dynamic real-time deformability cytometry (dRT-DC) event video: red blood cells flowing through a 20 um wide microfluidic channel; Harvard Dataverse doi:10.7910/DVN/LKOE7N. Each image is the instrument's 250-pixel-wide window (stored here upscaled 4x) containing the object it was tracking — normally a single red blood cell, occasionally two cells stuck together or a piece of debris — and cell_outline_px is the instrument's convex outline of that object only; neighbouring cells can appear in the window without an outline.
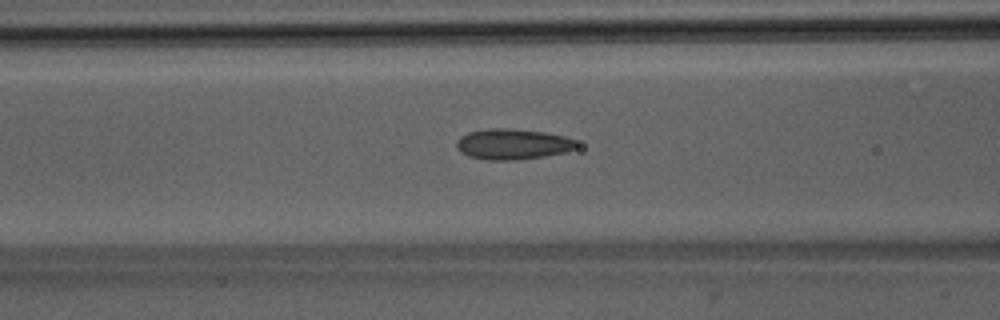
{"species": "Egyptian fruit bat (a non-hibernating species)", "species_latin": "Rousettus aegyptiacus", "temperature_condition": "room temperature", "stored_images_in_passage": 47, "camera_frame_rate_fps": 3000, "um_per_image_px": 0.085, "animal": {"sex": "male"}, "frame": {"image": 1, "passage_image": 21, "time_ms": 6.667, "image_size_px": [1000, 320], "cell_outline_px": [[576, 148], [564, 152], [544, 156], [516, 160], [488, 160], [468, 156], [460, 152], [456, 148], [456, 140], [460, 136], [468, 132], [488, 128], [512, 128], [544, 132], [564, 136], [576, 140]], "centroid_in_image_um": [43.53, 12.24], "position_along_channel_um": 123.1, "area_um2": 21.56}}
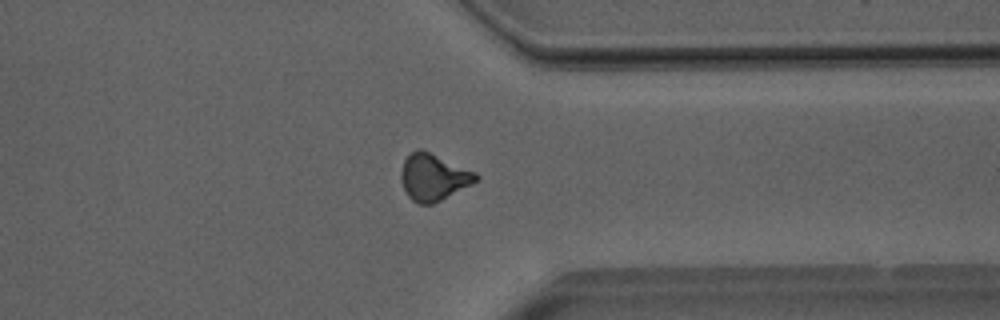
{"frame": {"image": 2, "passage_image": 40, "time_ms": 13.0, "image_size_px": [1000, 320], "cell_outline_px": [[480, 176], [476, 180], [440, 200], [432, 204], [420, 204], [412, 200], [408, 196], [400, 180], [400, 172], [404, 160], [416, 148], [420, 148], [476, 172]], "centroid_in_image_um": [36.79, 15.04], "position_along_channel_um": 374.6, "area_um2": 20.0}}
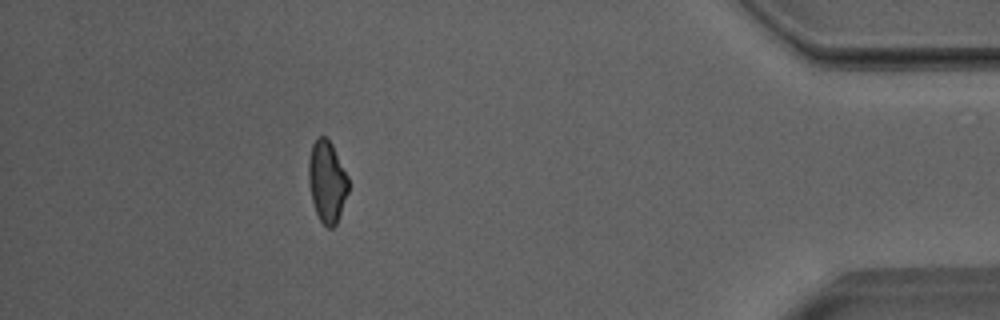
{"frame": {"image": 3, "passage_image": 46, "time_ms": 15.0, "image_size_px": [1000, 320], "cell_outline_px": [[348, 192], [340, 216], [336, 224], [332, 228], [328, 228], [320, 220], [316, 212], [312, 200], [308, 180], [308, 160], [312, 144], [316, 136], [324, 136], [332, 144], [348, 176]], "centroid_in_image_um": [27.79, 15.42], "position_along_channel_um": 407.4, "area_um2": 19.02}}